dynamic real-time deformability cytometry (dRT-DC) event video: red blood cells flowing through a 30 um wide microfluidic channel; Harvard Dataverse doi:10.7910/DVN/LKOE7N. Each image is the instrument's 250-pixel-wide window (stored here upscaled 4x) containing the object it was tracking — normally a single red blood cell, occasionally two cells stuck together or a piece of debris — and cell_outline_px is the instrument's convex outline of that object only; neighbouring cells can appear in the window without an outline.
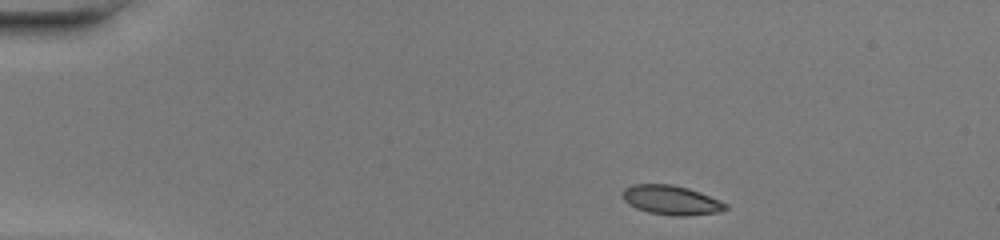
{"species": "common noctule bat (a hibernating species)", "species_latin": "Nyctalus noctula", "temperature_condition": "warm", "stored_images_in_passage": 41, "camera_frame_rate_fps": 3000, "um_per_image_px": 0.085, "animal": {"sex": "female", "body_mass_g": 20.0, "forearm_length_mm": 54.0}, "frame": {"image": 1, "passage_image": 1, "time_ms": 0.0, "image_size_px": [1000, 240], "cell_outline_px": [[728, 208], [720, 212], [684, 216], [672, 216], [648, 212], [636, 208], [628, 204], [624, 200], [624, 188], [632, 184], [672, 184], [688, 188], [700, 192], [720, 200], [728, 204]], "centroid_in_image_um": [57.08, 17.01], "position_along_channel_um": 27.9, "area_um2": 17.69}}
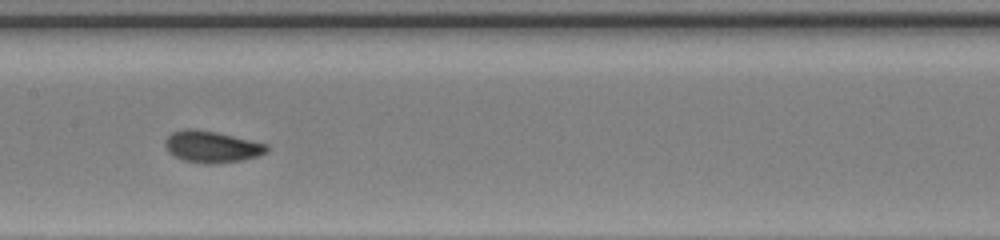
{"frame": {"image": 2, "passage_image": 18, "time_ms": 5.667, "image_size_px": [1000, 240], "cell_outline_px": [[268, 152], [256, 156], [240, 160], [212, 164], [184, 160], [168, 152], [164, 144], [164, 140], [172, 132], [184, 128], [192, 128], [216, 132], [268, 144]], "centroid_in_image_um": [17.98, 12.45], "position_along_channel_um": 189.4, "area_um2": 18.55}}
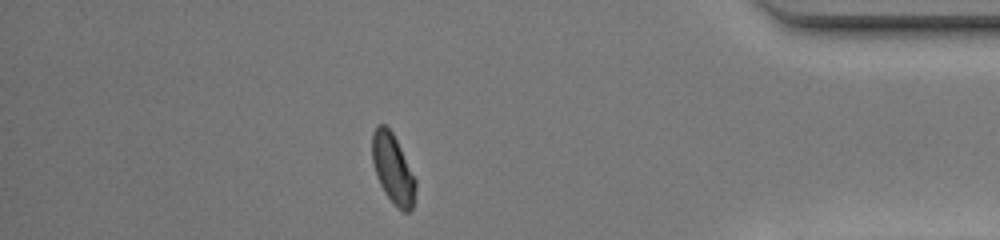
{"frame": {"image": 3, "passage_image": 35, "time_ms": 11.333, "image_size_px": [1000, 240], "cell_outline_px": [[416, 188], [412, 208], [408, 212], [404, 212], [396, 208], [384, 192], [376, 176], [372, 160], [372, 132], [376, 124], [384, 124], [392, 132], [416, 180]], "centroid_in_image_um": [33.37, 14.36], "position_along_channel_um": 401.8, "area_um2": 17.57}, "authors_computed_cell_mechanics": {"area_um2": 17.6868, "velocity_mm_per_s": 4.3225, "shape_relaxation_time_tau1_ms": 4.4928, "shape_relaxation_time_tau2_ms": 0.853, "deformation_change_tau1": 0.1493, "deformation_change_tau2": 0.0415}}